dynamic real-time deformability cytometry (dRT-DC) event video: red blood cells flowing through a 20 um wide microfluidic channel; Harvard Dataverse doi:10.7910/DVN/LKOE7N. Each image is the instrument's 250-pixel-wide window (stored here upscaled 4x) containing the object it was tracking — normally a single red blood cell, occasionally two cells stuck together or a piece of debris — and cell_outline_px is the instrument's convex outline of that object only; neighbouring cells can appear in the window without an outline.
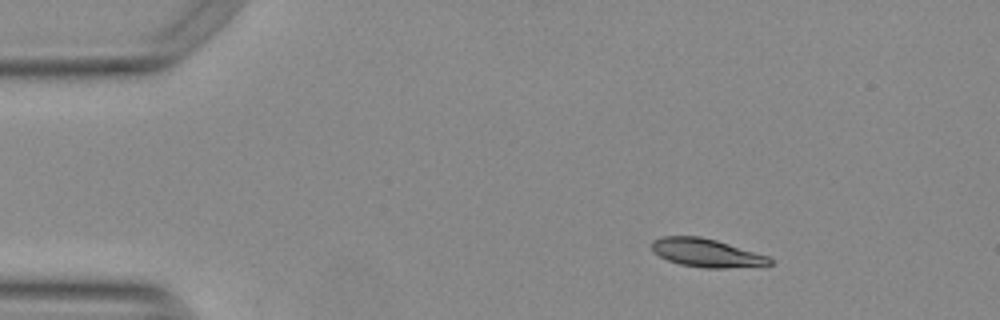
{"species": "Egyptian fruit bat (a non-hibernating species)", "species_latin": "Rousettus aegyptiacus", "temperature_condition": "warm", "stored_images_in_passage": 14, "camera_frame_rate_fps": 3000, "um_per_image_px": 0.085, "animal": {"sex": "female"}, "frame": {"image": 1, "passage_image": 1, "time_ms": 0.0, "image_size_px": [1000, 320], "cell_outline_px": [[772, 264], [728, 268], [704, 268], [680, 264], [668, 260], [652, 252], [652, 240], [660, 236], [700, 236], [716, 240], [768, 256], [772, 260]], "centroid_in_image_um": [60.0, 21.48], "position_along_channel_um": 25.0, "area_um2": 19.36}}
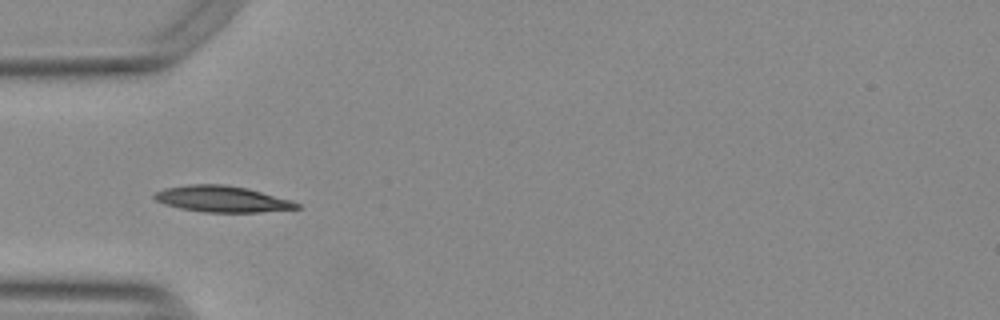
{"frame": {"image": 2, "passage_image": 10, "time_ms": 3.0, "image_size_px": [1000, 320], "cell_outline_px": [[300, 208], [260, 212], [204, 212], [180, 208], [164, 204], [156, 200], [152, 196], [156, 192], [164, 188], [188, 184], [224, 184], [248, 188], [292, 200], [300, 204]], "centroid_in_image_um": [18.88, 16.91], "position_along_channel_um": 66.1, "area_um2": 21.79}}
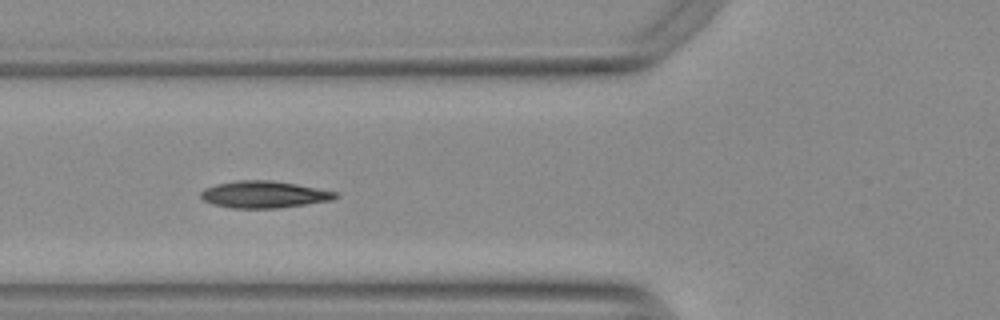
{"frame": {"image": 3, "passage_image": 13, "time_ms": 4.0, "image_size_px": [1000, 320], "cell_outline_px": [[340, 196], [332, 200], [276, 208], [232, 208], [212, 204], [204, 200], [200, 196], [200, 192], [204, 188], [216, 184], [236, 180], [272, 180], [296, 184], [336, 192]], "centroid_in_image_um": [22.4, 16.52], "position_along_channel_um": 103.4, "area_um2": 21.04}}